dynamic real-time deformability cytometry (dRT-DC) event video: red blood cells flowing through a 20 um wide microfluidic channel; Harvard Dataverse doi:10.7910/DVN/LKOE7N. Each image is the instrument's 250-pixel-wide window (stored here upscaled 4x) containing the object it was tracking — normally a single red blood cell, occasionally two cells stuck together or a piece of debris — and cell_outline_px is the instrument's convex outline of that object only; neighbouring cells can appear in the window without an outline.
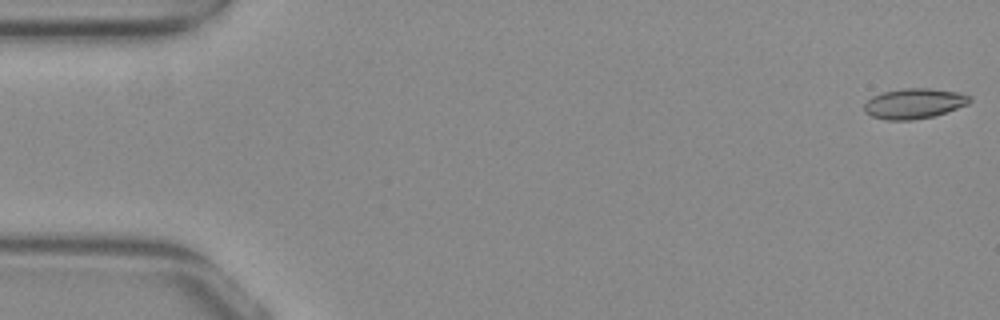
{"species": "common noctule bat (a hibernating species)", "species_latin": "Nyctalus noctula", "temperature_condition": "warm", "stored_images_in_passage": 53, "camera_frame_rate_fps": 3000, "um_per_image_px": 0.085, "animal": {"sex": "female", "body_mass_g": 29.2, "forearm_length_mm": 56.3}, "frame": {"image": 1, "passage_image": 1, "time_ms": 0.0, "image_size_px": [1000, 320], "cell_outline_px": [[972, 100], [968, 104], [932, 116], [912, 120], [888, 120], [872, 116], [864, 112], [864, 104], [872, 96], [884, 92], [904, 88], [928, 88], [960, 92], [972, 96]], "centroid_in_image_um": [77.71, 8.79], "position_along_channel_um": 7.3, "area_um2": 18.5}}
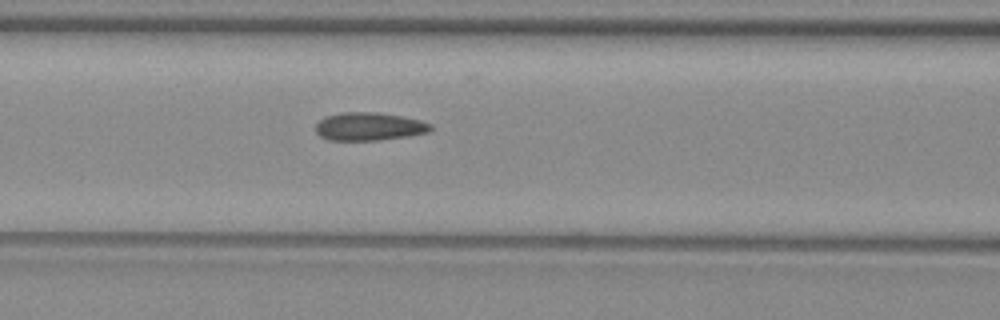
{"frame": {"image": 2, "passage_image": 22, "time_ms": 7.0, "image_size_px": [1000, 320], "cell_outline_px": [[432, 128], [428, 132], [408, 136], [380, 140], [328, 140], [320, 136], [316, 132], [316, 124], [324, 116], [340, 112], [376, 112], [404, 116], [420, 120], [432, 124]], "centroid_in_image_um": [31.36, 10.74], "position_along_channel_um": 135.2, "area_um2": 18.96}}
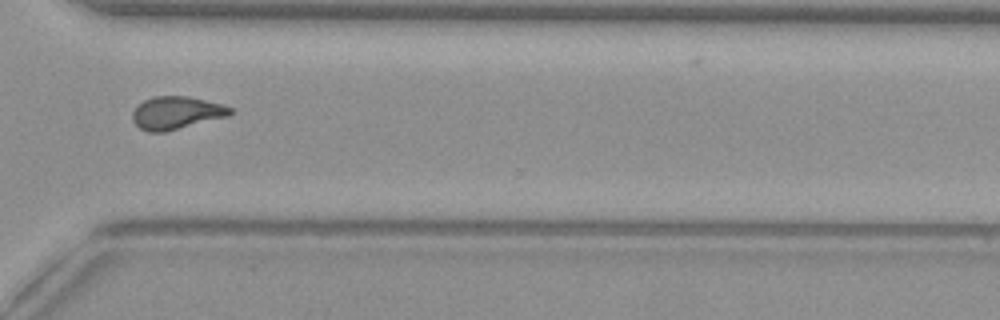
{"frame": {"image": 3, "passage_image": 39, "time_ms": 12.667, "image_size_px": [1000, 320], "cell_outline_px": [[232, 112], [228, 116], [164, 132], [148, 132], [140, 128], [132, 120], [132, 112], [136, 104], [144, 100], [156, 96], [188, 96], [224, 104], [232, 108]], "centroid_in_image_um": [14.97, 9.58], "position_along_channel_um": 355.6, "area_um2": 18.73}, "authors_computed_cell_mechanics": {"area_um2": 18.496, "velocity_mm_per_s": 3.8981, "shape_relaxation_time_tau1_ms": null, "shape_relaxation_time_tau2_ms": 1.5487, "deformation_change_tau1": null, "deformation_change_tau2": 0.0747}}